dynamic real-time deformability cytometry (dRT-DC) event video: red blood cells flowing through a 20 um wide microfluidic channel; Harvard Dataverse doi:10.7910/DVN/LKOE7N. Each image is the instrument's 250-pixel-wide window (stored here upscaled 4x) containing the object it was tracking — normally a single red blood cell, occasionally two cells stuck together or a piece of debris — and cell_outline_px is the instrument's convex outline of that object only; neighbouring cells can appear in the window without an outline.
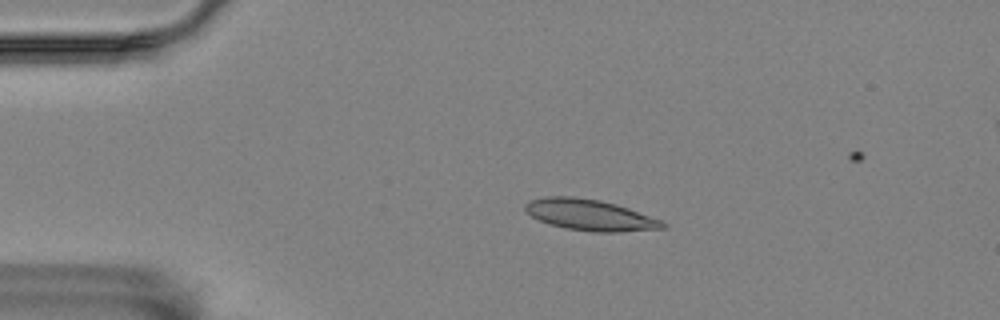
{"species": "Egyptian fruit bat (a non-hibernating species)", "species_latin": "Rousettus aegyptiacus", "temperature_condition": "room temperature", "stored_images_in_passage": 6, "camera_frame_rate_fps": 3000, "um_per_image_px": 0.085, "animal": {"sex": "female"}, "frame": {"image": 1, "passage_image": 4, "time_ms": 1.0, "image_size_px": [1000, 320], "cell_outline_px": [[668, 228], [620, 232], [592, 232], [568, 228], [548, 224], [532, 216], [524, 208], [524, 204], [528, 200], [548, 196], [572, 196], [600, 200], [616, 204], [628, 208], [660, 220], [668, 224]], "centroid_in_image_um": [50.15, 18.27], "position_along_channel_um": 34.8, "area_um2": 24.91}}